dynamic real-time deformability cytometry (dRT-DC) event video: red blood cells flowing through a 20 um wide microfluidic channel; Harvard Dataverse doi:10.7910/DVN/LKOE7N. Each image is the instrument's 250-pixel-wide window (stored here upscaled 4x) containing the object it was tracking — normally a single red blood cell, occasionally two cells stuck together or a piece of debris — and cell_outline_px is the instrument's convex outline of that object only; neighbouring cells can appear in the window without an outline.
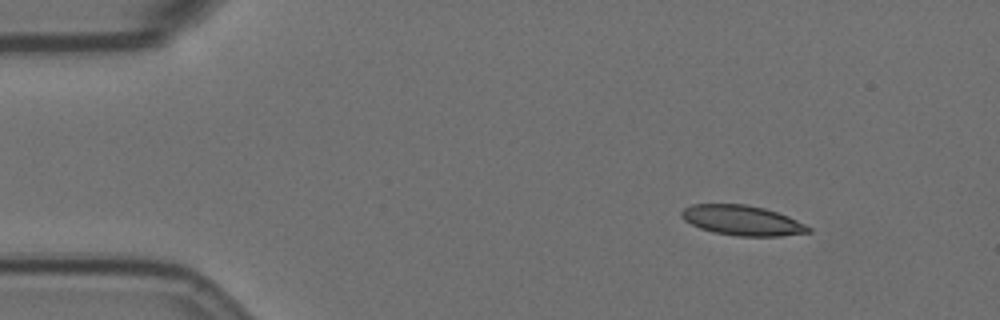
{"species": "Egyptian fruit bat (a non-hibernating species)", "species_latin": "Rousettus aegyptiacus", "temperature_condition": "room temperature", "stored_images_in_passage": 55, "camera_frame_rate_fps": 3000, "um_per_image_px": 0.085, "animal": {"sex": "female"}, "frame": {"image": 1, "passage_image": 6, "time_ms": 1.667, "image_size_px": [1000, 320], "cell_outline_px": [[812, 232], [780, 236], [736, 236], [712, 232], [700, 228], [684, 220], [680, 216], [680, 212], [684, 208], [692, 204], [744, 204], [764, 208], [788, 216], [812, 228]], "centroid_in_image_um": [63.07, 18.74], "position_along_channel_um": 21.9, "area_um2": 22.2}}
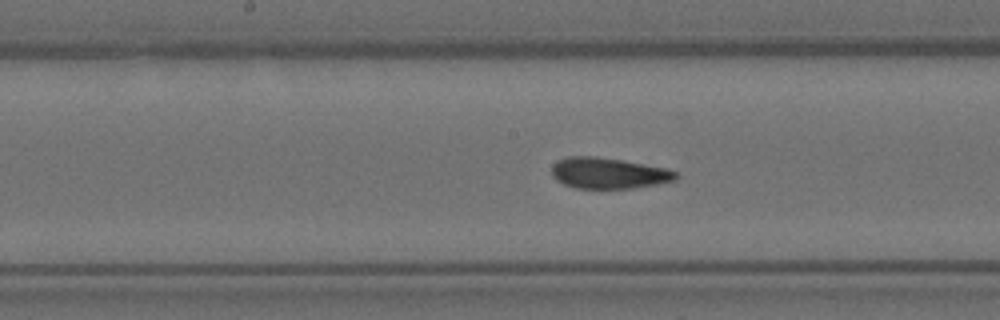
{"frame": {"image": 2, "passage_image": 27, "time_ms": 8.667, "image_size_px": [1000, 320], "cell_outline_px": [[680, 176], [676, 180], [656, 184], [632, 188], [576, 188], [564, 184], [556, 180], [552, 176], [552, 164], [556, 160], [568, 156], [596, 156], [668, 168], [676, 172]], "centroid_in_image_um": [51.71, 14.71], "position_along_channel_um": 196.5, "area_um2": 22.48}}
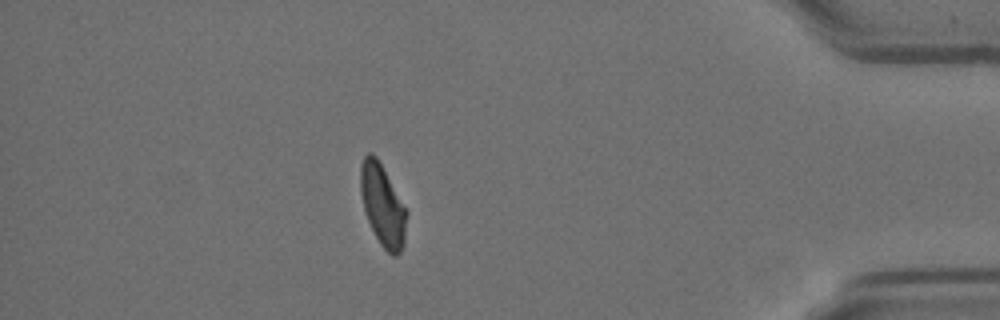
{"frame": {"image": 3, "passage_image": 48, "time_ms": 15.667, "image_size_px": [1000, 320], "cell_outline_px": [[408, 212], [404, 244], [400, 252], [396, 256], [392, 256], [380, 244], [364, 212], [360, 192], [360, 164], [364, 156], [368, 152], [372, 152], [376, 156]], "centroid_in_image_um": [32.52, 17.45], "position_along_channel_um": 402.7, "area_um2": 21.91}, "authors_computed_cell_mechanics": {"area_um2": 22.6576, "velocity_mm_per_s": 3.599, "shape_relaxation_time_tau1_ms": 6.4965, "shape_relaxation_time_tau2_ms": 1.907, "deformation_change_tau1": 0.1468, "deformation_change_tau2": 0.0865}}